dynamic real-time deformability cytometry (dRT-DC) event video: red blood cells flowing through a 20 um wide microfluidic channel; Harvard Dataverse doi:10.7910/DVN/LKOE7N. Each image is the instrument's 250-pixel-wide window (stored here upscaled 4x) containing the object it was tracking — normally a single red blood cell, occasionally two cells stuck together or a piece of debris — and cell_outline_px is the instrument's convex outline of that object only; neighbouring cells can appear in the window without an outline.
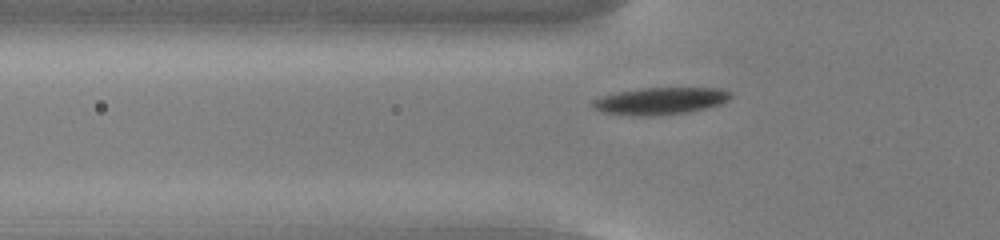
{"species": "common noctule bat (a hibernating species)", "species_latin": "Nyctalus noctula", "temperature_condition": "cold", "stored_images_in_passage": 47, "camera_frame_rate_fps": 3000, "um_per_image_px": 0.085, "animal": {"sex": "male", "body_mass_g": 13.0, "forearm_length_mm": 53.1}, "frame": {"image": 1, "passage_image": 11, "time_ms": 3.333, "image_size_px": [1000, 240], "cell_outline_px": [[732, 96], [728, 100], [720, 104], [688, 112], [652, 116], [636, 116], [604, 112], [592, 108], [592, 100], [604, 96], [620, 92], [640, 88], [720, 88], [732, 92]], "centroid_in_image_um": [56.15, 8.58], "position_along_channel_um": 69.6, "area_um2": 21.62}}
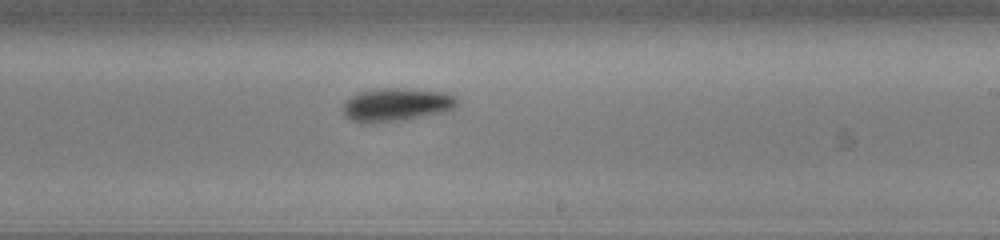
{"frame": {"image": 2, "passage_image": 26, "time_ms": 8.333, "image_size_px": [1000, 240], "cell_outline_px": [[460, 100], [452, 108], [444, 112], [400, 120], [352, 120], [340, 108], [344, 100], [356, 92], [380, 88], [404, 88], [448, 92], [456, 96]], "centroid_in_image_um": [33.73, 8.83], "position_along_channel_um": 255.3, "area_um2": 21.68}}
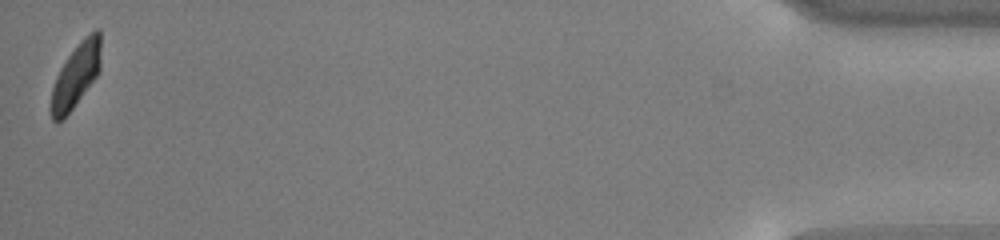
{"frame": {"image": 3, "passage_image": 47, "time_ms": 15.333, "image_size_px": [1000, 240], "cell_outline_px": [[100, 68], [96, 76], [64, 120], [56, 124], [52, 120], [48, 108], [52, 88], [56, 76], [60, 68], [68, 56], [80, 40], [84, 36], [96, 28], [100, 28]], "centroid_in_image_um": [6.4, 6.46], "position_along_channel_um": 428.8, "area_um2": 18.9}, "authors_computed_cell_mechanics": {"area_um2": 20.6346, "velocity_mm_per_s": 3.7454, "shape_relaxation_time_tau1_ms": 1.8129, "shape_relaxation_time_tau2_ms": null, "deformation_change_tau1": 0.125, "deformation_change_tau2": null}}